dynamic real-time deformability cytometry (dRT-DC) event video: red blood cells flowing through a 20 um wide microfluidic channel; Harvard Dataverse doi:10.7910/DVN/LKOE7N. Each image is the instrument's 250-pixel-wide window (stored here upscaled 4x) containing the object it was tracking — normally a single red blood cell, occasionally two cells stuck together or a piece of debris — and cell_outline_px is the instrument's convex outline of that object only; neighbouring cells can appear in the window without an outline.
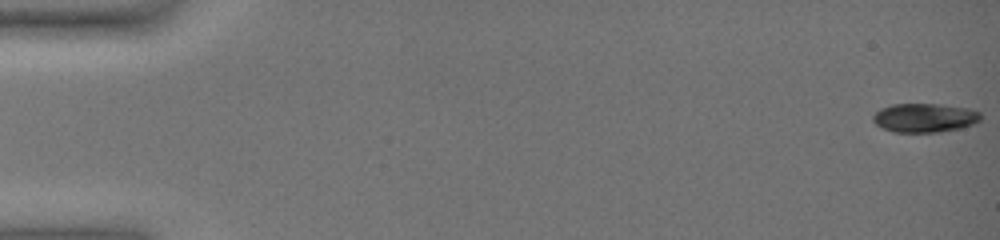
{"species": "common noctule bat (a hibernating species)", "species_latin": "Nyctalus noctula", "temperature_condition": "warm", "stored_images_in_passage": 60, "camera_frame_rate_fps": 3000, "um_per_image_px": 0.085, "animal": {"sex": "female", "body_mass_g": 19.0, "forearm_length_mm": 51.5}, "frame": {"image": 1, "passage_image": 1, "time_ms": 0.0, "image_size_px": [1000, 240], "cell_outline_px": [[980, 120], [972, 124], [960, 128], [940, 132], [892, 132], [876, 124], [872, 120], [872, 116], [880, 108], [892, 104], [940, 104], [968, 108], [980, 112]], "centroid_in_image_um": [78.57, 10.01], "position_along_channel_um": 6.4, "area_um2": 18.15}}
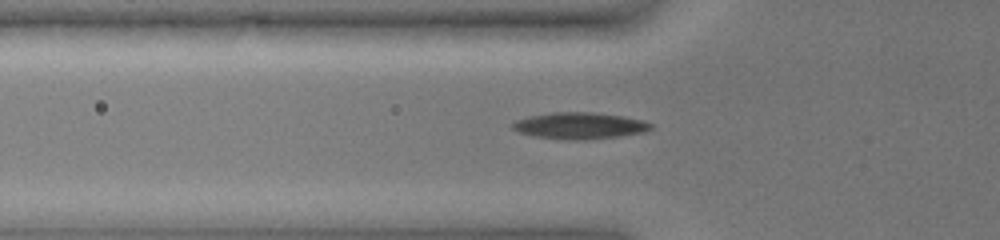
{"frame": {"image": 2, "passage_image": 23, "time_ms": 7.333, "image_size_px": [1000, 240], "cell_outline_px": [[652, 128], [644, 132], [620, 136], [580, 140], [560, 140], [536, 136], [520, 132], [512, 128], [512, 124], [516, 120], [528, 116], [552, 112], [592, 112], [624, 116], [644, 120], [652, 124]], "centroid_in_image_um": [49.28, 10.68], "position_along_channel_um": 76.5, "area_um2": 21.44}}
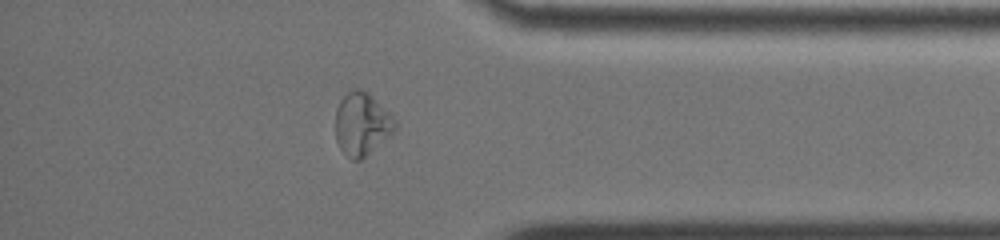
{"frame": {"image": 3, "passage_image": 53, "time_ms": 17.333, "image_size_px": [1000, 240], "cell_outline_px": [[396, 128], [392, 132], [360, 160], [352, 160], [340, 148], [336, 140], [336, 108], [340, 100], [352, 88], [360, 88], [368, 92], [396, 120]], "centroid_in_image_um": [30.73, 10.51], "position_along_channel_um": 404.5, "area_um2": 21.39}, "authors_computed_cell_mechanics": {"area_um2": 19.1318, "velocity_mm_per_s": 3.3268, "shape_relaxation_time_tau1_ms": null, "shape_relaxation_time_tau2_ms": 1.7502, "deformation_change_tau1": null, "deformation_change_tau2": 0.0536}}